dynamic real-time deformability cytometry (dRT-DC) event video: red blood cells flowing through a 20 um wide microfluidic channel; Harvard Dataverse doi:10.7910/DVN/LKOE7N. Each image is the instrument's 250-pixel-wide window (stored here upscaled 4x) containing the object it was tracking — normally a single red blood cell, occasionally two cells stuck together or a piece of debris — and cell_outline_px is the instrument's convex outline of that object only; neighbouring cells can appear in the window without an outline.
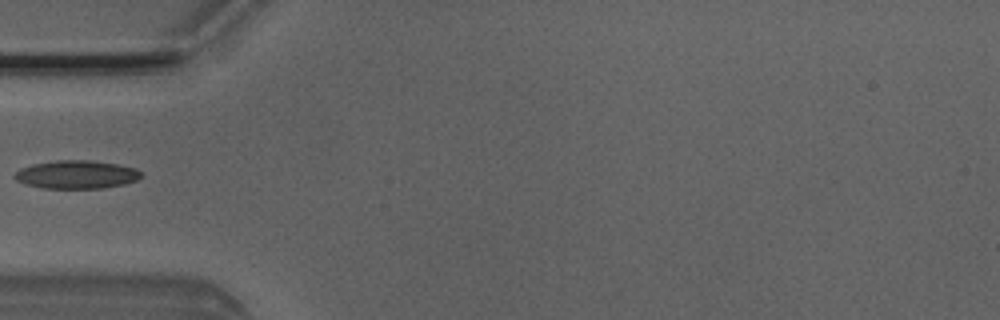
{"species": "Egyptian fruit bat (a non-hibernating species)", "species_latin": "Rousettus aegyptiacus", "temperature_condition": "room temperature", "stored_images_in_passage": 6, "camera_frame_rate_fps": 3000, "um_per_image_px": 0.085, "animal": {"sex": "male"}, "frame": {"image": 1, "passage_image": 6, "time_ms": 1.667, "image_size_px": [1000, 320], "cell_outline_px": [[144, 176], [136, 180], [124, 184], [104, 188], [40, 188], [24, 184], [16, 180], [12, 176], [20, 168], [32, 164], [56, 160], [92, 160], [116, 164], [136, 168]], "centroid_in_image_um": [6.48, 14.83], "position_along_channel_um": 78.5, "area_um2": 20.98}}